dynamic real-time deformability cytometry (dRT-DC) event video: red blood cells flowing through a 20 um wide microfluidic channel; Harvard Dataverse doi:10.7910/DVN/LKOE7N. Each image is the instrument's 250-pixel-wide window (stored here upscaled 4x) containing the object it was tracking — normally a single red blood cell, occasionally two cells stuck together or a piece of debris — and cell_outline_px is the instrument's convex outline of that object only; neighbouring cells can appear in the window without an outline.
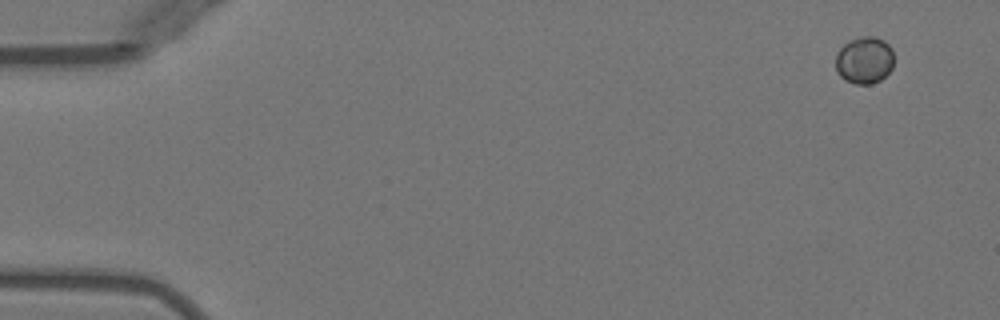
{"species": "Egyptian fruit bat (a non-hibernating species)", "species_latin": "Rousettus aegyptiacus", "temperature_condition": "warm", "stored_images_in_passage": 14, "camera_frame_rate_fps": 3000, "um_per_image_px": 0.085, "animal": {"sex": "female"}, "frame": {"image": 1, "passage_image": 1, "time_ms": 0.0, "image_size_px": [1000, 320], "cell_outline_px": [[892, 68], [880, 80], [872, 84], [856, 84], [844, 80], [840, 76], [836, 68], [836, 52], [844, 44], [860, 36], [876, 36], [884, 40], [892, 48]], "centroid_in_image_um": [73.46, 5.11], "position_along_channel_um": 11.5, "area_um2": 16.01}}
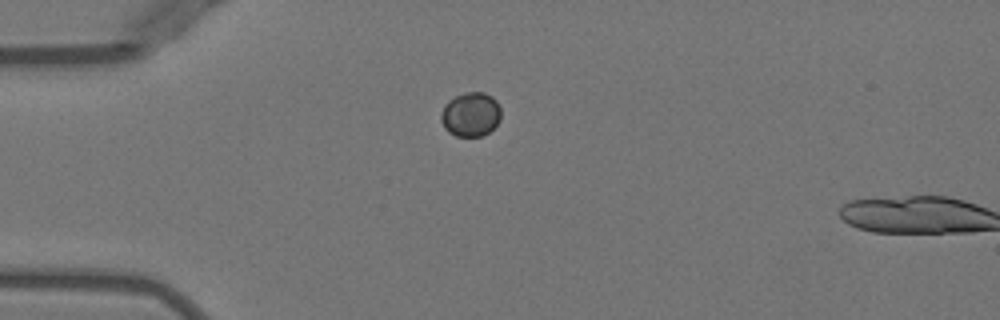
{"frame": {"image": 2, "passage_image": 12, "time_ms": 3.667, "image_size_px": [1000, 320], "cell_outline_px": [[500, 120], [488, 132], [480, 136], [456, 136], [448, 132], [444, 128], [440, 120], [440, 116], [444, 104], [448, 100], [464, 92], [484, 92], [492, 96], [496, 100], [500, 108]], "centroid_in_image_um": [39.98, 9.71], "position_along_channel_um": 45.0, "area_um2": 15.55}}